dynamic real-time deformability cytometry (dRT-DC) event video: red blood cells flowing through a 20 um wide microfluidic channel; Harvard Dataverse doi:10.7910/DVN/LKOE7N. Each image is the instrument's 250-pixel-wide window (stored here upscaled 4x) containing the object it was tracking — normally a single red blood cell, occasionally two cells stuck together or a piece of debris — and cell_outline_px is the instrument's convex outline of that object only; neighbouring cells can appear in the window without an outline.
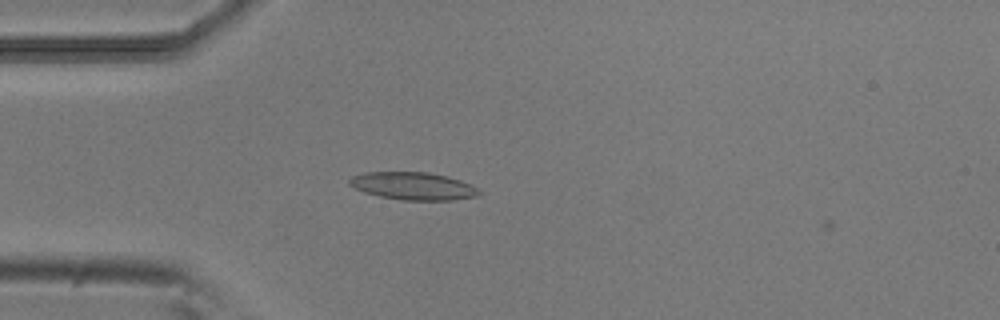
{"species": "common noctule bat (a hibernating species)", "species_latin": "Nyctalus noctula", "temperature_condition": "room temperature", "stored_images_in_passage": 3, "camera_frame_rate_fps": 3000, "um_per_image_px": 0.085, "animal": {"sex": "male", "body_mass_g": 20.5, "forearm_length_mm": 52.5}, "frame": {"image": 1, "passage_image": 2, "time_ms": 0.333, "image_size_px": [1000, 320], "cell_outline_px": [[480, 192], [476, 196], [452, 200], [404, 200], [380, 196], [364, 192], [348, 184], [348, 180], [352, 176], [364, 172], [428, 172], [448, 176], [472, 184]], "centroid_in_image_um": [35.11, 15.8], "position_along_channel_um": 49.9, "area_um2": 20.81}}